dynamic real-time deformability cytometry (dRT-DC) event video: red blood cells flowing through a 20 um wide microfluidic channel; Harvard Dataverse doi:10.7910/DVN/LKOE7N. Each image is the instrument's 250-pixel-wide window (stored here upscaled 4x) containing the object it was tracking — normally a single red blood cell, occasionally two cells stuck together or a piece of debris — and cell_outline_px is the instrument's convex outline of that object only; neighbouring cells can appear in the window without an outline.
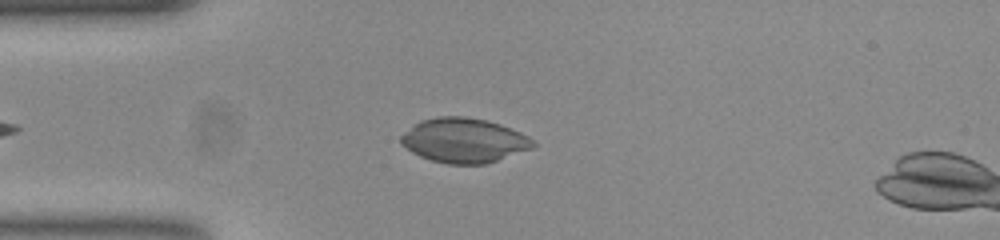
{"species": "common noctule bat (a hibernating species)", "species_latin": "Nyctalus noctula", "temperature_condition": "room temperature", "stored_images_in_passage": 40, "camera_frame_rate_fps": 3000, "um_per_image_px": 0.085, "animal": {"sex": "female", "body_mass_g": 23.0, "forearm_length_mm": 53.4}, "frame": {"image": 1, "passage_image": 9, "time_ms": 2.667, "image_size_px": [1000, 240], "cell_outline_px": [[536, 144], [532, 148], [484, 164], [448, 164], [432, 160], [420, 156], [412, 152], [400, 144], [400, 136], [420, 120], [436, 116], [464, 116], [488, 120], [500, 124], [520, 132], [528, 136]], "centroid_in_image_um": [39.41, 11.92], "position_along_channel_um": 45.6, "area_um2": 34.16}}
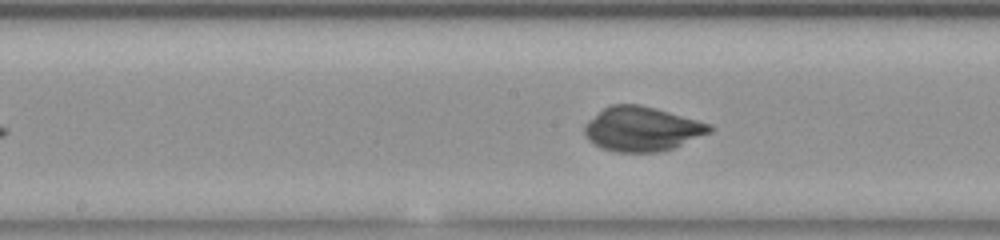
{"frame": {"image": 2, "passage_image": 22, "time_ms": 7.0, "image_size_px": [1000, 240], "cell_outline_px": [[716, 128], [712, 132], [672, 148], [660, 152], [612, 152], [600, 148], [592, 144], [588, 140], [584, 132], [584, 124], [588, 120], [604, 108], [612, 104], [640, 104], [656, 108], [712, 124]], "centroid_in_image_um": [54.56, 10.97], "position_along_channel_um": 193.6, "area_um2": 32.71}}
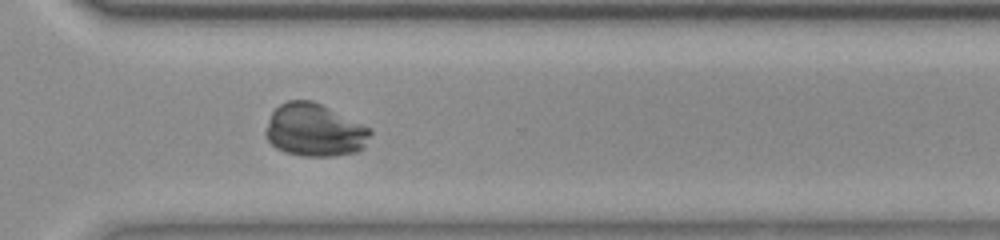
{"frame": {"image": 3, "passage_image": 34, "time_ms": 11.0, "image_size_px": [1000, 240], "cell_outline_px": [[372, 132], [364, 148], [356, 152], [336, 156], [300, 156], [284, 152], [276, 148], [264, 136], [264, 132], [272, 112], [280, 104], [288, 100], [312, 100], [372, 128]], "centroid_in_image_um": [26.74, 11.07], "position_along_channel_um": 343.9, "area_um2": 32.43}}